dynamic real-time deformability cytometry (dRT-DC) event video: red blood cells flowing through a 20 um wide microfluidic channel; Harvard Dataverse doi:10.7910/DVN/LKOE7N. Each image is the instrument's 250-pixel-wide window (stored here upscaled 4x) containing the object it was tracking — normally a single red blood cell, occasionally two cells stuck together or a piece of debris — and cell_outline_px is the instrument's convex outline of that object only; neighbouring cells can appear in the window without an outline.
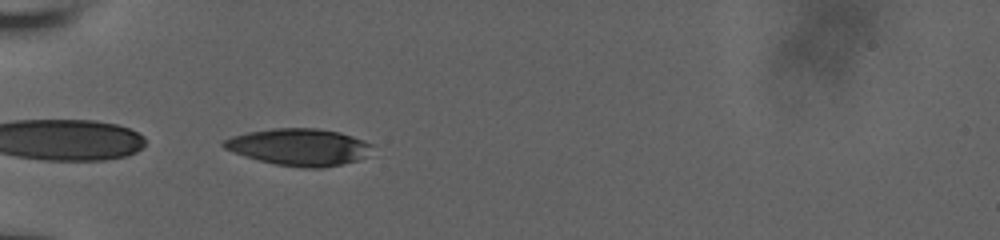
{"species": "human", "species_latin": "Homo sapiens", "temperature_condition": "room temperature", "stored_images_in_passage": 36, "camera_frame_rate_fps": 3000, "um_per_image_px": 0.085, "donor": {"sex": "male"}, "frame": {"image": 1, "passage_image": 1, "time_ms": 0.0, "image_size_px": [1000, 240], "cell_outline_px": [[372, 144], [364, 156], [356, 160], [340, 164], [320, 168], [304, 168], [276, 164], [244, 156], [232, 152], [224, 148], [220, 144], [224, 140], [232, 136], [248, 132], [272, 128], [316, 128], [340, 132], [364, 140]], "centroid_in_image_um": [25.36, 12.48], "position_along_channel_um": 59.6, "area_um2": 31.62}}
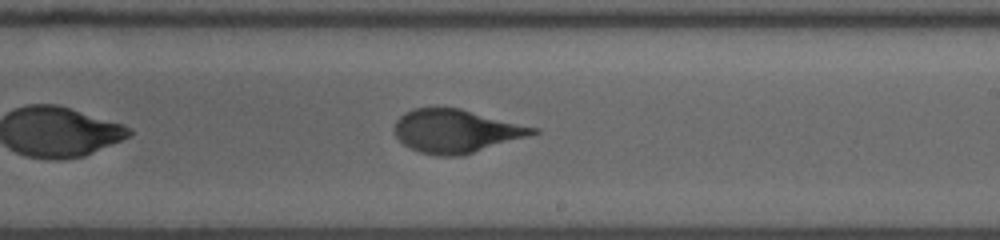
{"frame": {"image": 2, "passage_image": 17, "time_ms": 5.333, "image_size_px": [1000, 240], "cell_outline_px": [[540, 132], [460, 156], [440, 156], [420, 152], [404, 144], [396, 136], [392, 128], [396, 120], [404, 112], [412, 108], [460, 108], [540, 128]], "centroid_in_image_um": [38.74, 11.12], "position_along_channel_um": 250.3, "area_um2": 34.74}}
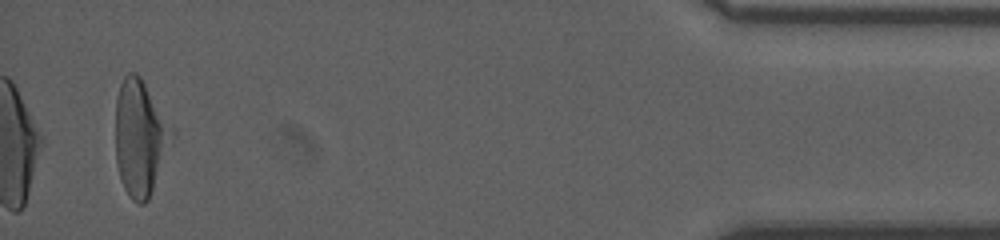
{"frame": {"image": 3, "passage_image": 36, "time_ms": 11.667, "image_size_px": [1000, 240], "cell_outline_px": [[176, 136], [148, 200], [144, 204], [140, 204], [132, 200], [124, 188], [116, 164], [116, 100], [120, 84], [124, 76], [128, 72], [136, 72], [140, 76], [176, 132]], "centroid_in_image_um": [11.94, 11.71], "position_along_channel_um": 423.3, "area_um2": 38.32}, "authors_computed_cell_mechanics": {"area_um2": 34.9401, "velocity_mm_per_s": 3.8192, "shape_relaxation_time_tau1_ms": 4.3305, "shape_relaxation_time_tau2_ms": 1.0096, "deformation_change_tau1": 0.1912, "deformation_change_tau2": 0.0762}}